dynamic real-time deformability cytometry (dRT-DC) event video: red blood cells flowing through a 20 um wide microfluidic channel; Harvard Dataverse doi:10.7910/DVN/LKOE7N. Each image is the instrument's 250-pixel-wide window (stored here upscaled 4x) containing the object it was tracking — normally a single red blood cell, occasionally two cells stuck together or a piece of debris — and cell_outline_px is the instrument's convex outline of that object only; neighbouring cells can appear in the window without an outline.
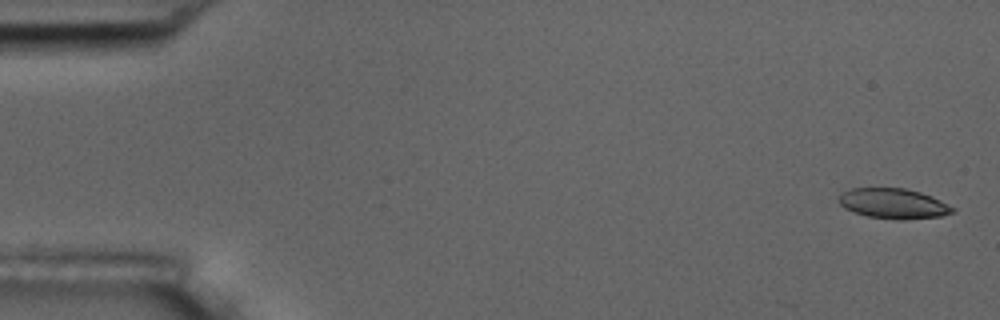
{"species": "common noctule bat (a hibernating species)", "species_latin": "Nyctalus noctula", "temperature_condition": "room temperature", "stored_images_in_passage": 5, "camera_frame_rate_fps": 3000, "um_per_image_px": 0.085, "animal": {"sex": "male", "body_mass_g": 17.5, "forearm_length_mm": 52.3}, "frame": {"image": 1, "passage_image": 1, "time_ms": 0.0, "image_size_px": [1000, 320], "cell_outline_px": [[956, 212], [940, 216], [904, 220], [896, 220], [868, 216], [844, 208], [836, 200], [840, 192], [852, 188], [904, 188], [920, 192], [932, 196], [956, 208]], "centroid_in_image_um": [75.93, 17.3], "position_along_channel_um": 9.1, "area_um2": 20.23}}